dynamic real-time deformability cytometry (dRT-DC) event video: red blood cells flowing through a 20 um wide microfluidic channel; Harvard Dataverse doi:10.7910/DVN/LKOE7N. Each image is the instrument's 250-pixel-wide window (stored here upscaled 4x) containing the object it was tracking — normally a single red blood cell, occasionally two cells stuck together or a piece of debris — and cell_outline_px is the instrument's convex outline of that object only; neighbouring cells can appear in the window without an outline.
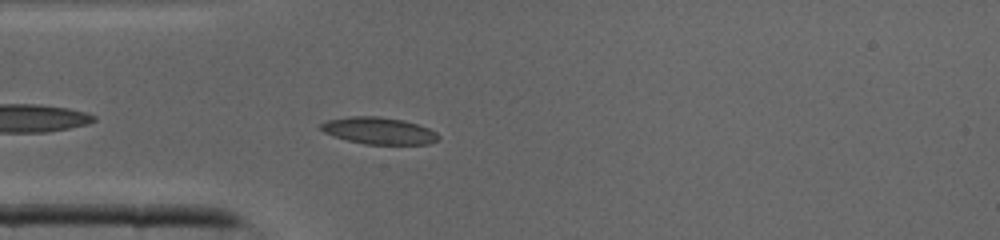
{"species": "common noctule bat (a hibernating species)", "species_latin": "Nyctalus noctula", "temperature_condition": "cold", "stored_images_in_passage": 33, "camera_frame_rate_fps": 3000, "um_per_image_px": 0.085, "animal": {"sex": "male", "body_mass_g": 19.0, "forearm_length_mm": 50.8}, "frame": {"image": 1, "passage_image": 3, "time_ms": 0.667, "image_size_px": [1000, 240], "cell_outline_px": [[440, 136], [436, 140], [428, 144], [364, 144], [332, 136], [324, 132], [320, 128], [320, 124], [328, 120], [352, 116], [380, 116], [404, 120], [428, 128], [436, 132]], "centroid_in_image_um": [32.19, 11.11], "position_along_channel_um": 52.8, "area_um2": 18.32}}
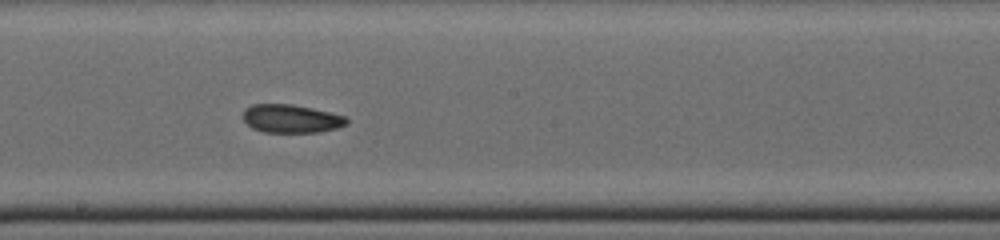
{"frame": {"image": 2, "passage_image": 14, "time_ms": 4.333, "image_size_px": [1000, 240], "cell_outline_px": [[348, 124], [336, 128], [320, 132], [264, 132], [252, 128], [244, 120], [244, 108], [252, 104], [292, 104], [312, 108], [344, 116], [348, 120]], "centroid_in_image_um": [24.74, 10.08], "position_along_channel_um": 223.5, "area_um2": 16.99}}
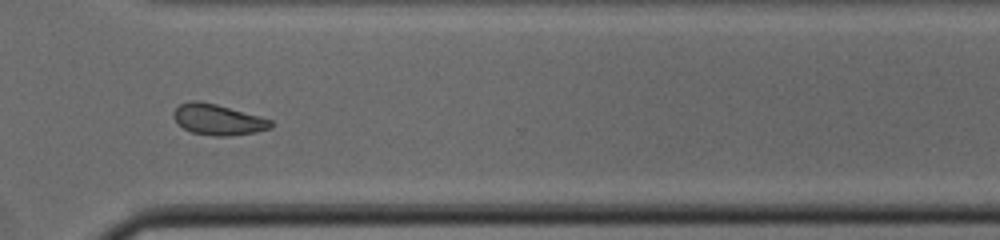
{"frame": {"image": 3, "passage_image": 22, "time_ms": 7.0, "image_size_px": [1000, 240], "cell_outline_px": [[272, 128], [256, 132], [228, 136], [212, 136], [192, 132], [184, 128], [172, 116], [172, 112], [180, 104], [192, 100], [196, 100], [216, 104], [260, 116], [272, 120]], "centroid_in_image_um": [18.53, 10.16], "position_along_channel_um": 352.1, "area_um2": 17.4}}